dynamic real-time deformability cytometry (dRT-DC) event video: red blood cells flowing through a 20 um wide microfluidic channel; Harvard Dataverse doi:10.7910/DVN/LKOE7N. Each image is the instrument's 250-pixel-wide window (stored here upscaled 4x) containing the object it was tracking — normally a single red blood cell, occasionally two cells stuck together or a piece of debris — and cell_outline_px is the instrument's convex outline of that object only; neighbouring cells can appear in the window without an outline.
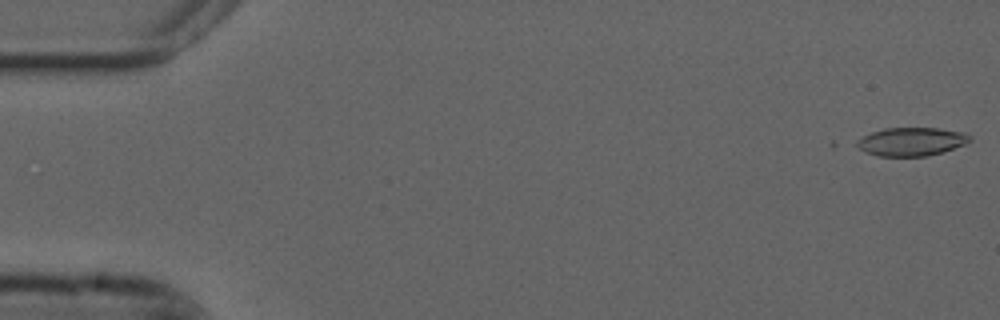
{"species": "common noctule bat (a hibernating species)", "species_latin": "Nyctalus noctula", "temperature_condition": "cold", "stored_images_in_passage": 12, "camera_frame_rate_fps": 3000, "um_per_image_px": 0.085, "animal": {"sex": "male", "forearm_length_mm": 52.5}, "frame": {"image": 1, "passage_image": 1, "time_ms": 0.0, "image_size_px": [1000, 320], "cell_outline_px": [[972, 140], [964, 144], [928, 156], [876, 156], [852, 144], [856, 140], [872, 132], [884, 128], [940, 128], [964, 132], [972, 136]], "centroid_in_image_um": [77.46, 12.03], "position_along_channel_um": 7.5, "area_um2": 18.67}}